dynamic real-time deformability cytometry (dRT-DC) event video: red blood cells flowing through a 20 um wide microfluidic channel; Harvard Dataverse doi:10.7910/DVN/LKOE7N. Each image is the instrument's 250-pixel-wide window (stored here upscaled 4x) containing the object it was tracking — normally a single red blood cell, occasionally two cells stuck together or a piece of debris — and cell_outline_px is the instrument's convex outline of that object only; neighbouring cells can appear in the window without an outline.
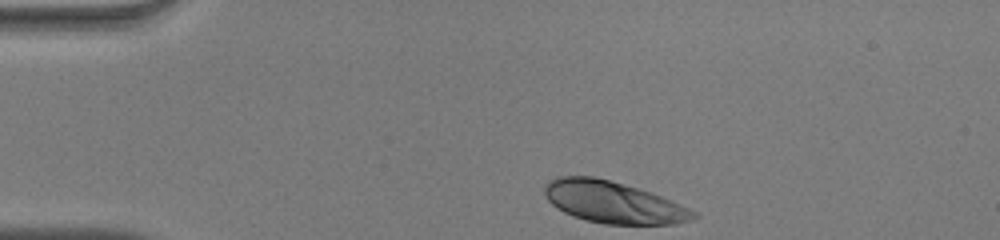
{"species": "human", "species_latin": "Homo sapiens", "temperature_condition": "warm", "stored_images_in_passage": 33, "camera_frame_rate_fps": 3000, "um_per_image_px": 0.085, "donor": {"sex": "male"}, "frame": {"image": 1, "passage_image": 1, "time_ms": 0.0, "image_size_px": [1000, 240], "cell_outline_px": [[700, 216], [692, 220], [676, 224], [604, 224], [572, 216], [556, 208], [548, 200], [544, 192], [544, 188], [552, 180], [560, 176], [596, 176], [652, 192], [680, 204], [696, 212]], "centroid_in_image_um": [52.15, 17.19], "position_along_channel_um": 32.8, "area_um2": 36.18}}
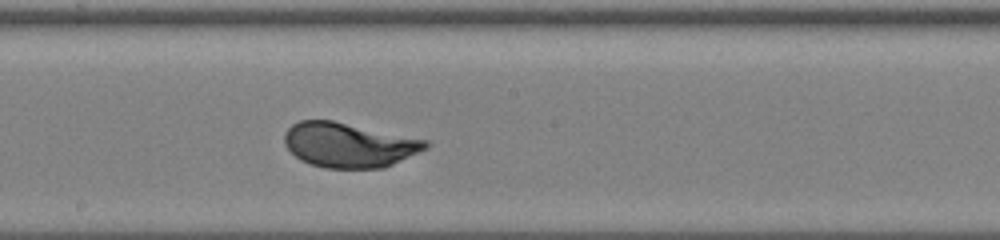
{"frame": {"image": 2, "passage_image": 19, "time_ms": 6.0, "image_size_px": [1000, 240], "cell_outline_px": [[432, 144], [428, 148], [384, 168], [324, 168], [300, 160], [284, 144], [284, 132], [292, 124], [300, 120], [332, 120], [428, 140]], "centroid_in_image_um": [29.66, 12.32], "position_along_channel_um": 218.5, "area_um2": 36.82}}
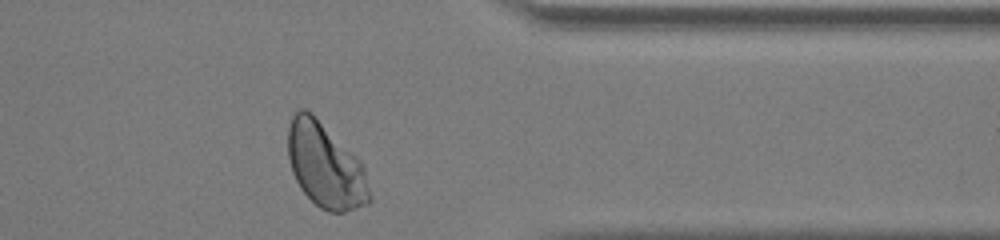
{"frame": {"image": 3, "passage_image": 32, "time_ms": 10.333, "image_size_px": [1000, 240], "cell_outline_px": [[372, 200], [368, 204], [344, 212], [328, 212], [320, 208], [300, 188], [292, 172], [288, 160], [288, 128], [292, 116], [300, 108], [304, 108], [312, 112], [364, 164], [372, 196]], "centroid_in_image_um": [27.68, 14.08], "position_along_channel_um": 383.7, "area_um2": 40.63}, "authors_computed_cell_mechanics": {"area_um2": 36.7608, "velocity_mm_per_s": 4.0493, "shape_relaxation_time_tau1_ms": 2.2265, "shape_relaxation_time_tau2_ms": null, "deformation_change_tau1": 0.1576, "deformation_change_tau2": null}}